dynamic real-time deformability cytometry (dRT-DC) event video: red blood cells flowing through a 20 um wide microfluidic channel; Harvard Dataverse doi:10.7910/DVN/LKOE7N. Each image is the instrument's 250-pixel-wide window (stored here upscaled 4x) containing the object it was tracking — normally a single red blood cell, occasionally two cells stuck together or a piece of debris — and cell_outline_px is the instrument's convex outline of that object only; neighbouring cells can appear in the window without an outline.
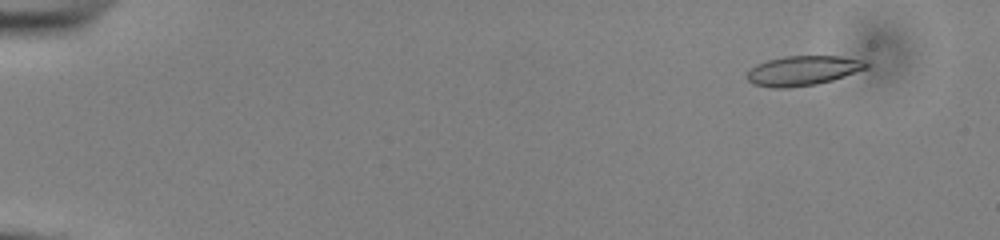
{"species": "common noctule bat (a hibernating species)", "species_latin": "Nyctalus noctula", "temperature_condition": "cold", "stored_images_in_passage": 50, "camera_frame_rate_fps": 3000, "um_per_image_px": 0.085, "animal": {"sex": "male", "body_mass_g": 13.0, "forearm_length_mm": 53.1}, "frame": {"image": 1, "passage_image": 1, "time_ms": 0.0, "image_size_px": [1000, 240], "cell_outline_px": [[872, 64], [868, 68], [832, 80], [816, 84], [788, 88], [772, 88], [752, 84], [744, 76], [756, 64], [768, 60], [784, 56], [840, 56], [864, 60]], "centroid_in_image_um": [68.25, 6.0], "position_along_channel_um": 16.7, "area_um2": 20.81}}
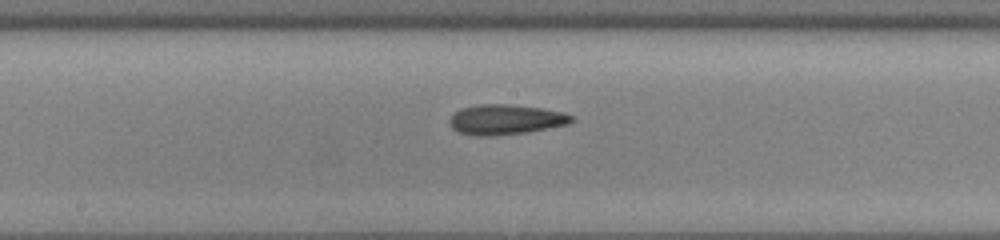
{"frame": {"image": 2, "passage_image": 26, "time_ms": 8.333, "image_size_px": [1000, 240], "cell_outline_px": [[576, 120], [568, 124], [528, 132], [496, 136], [472, 136], [456, 132], [448, 124], [448, 120], [452, 112], [460, 108], [480, 104], [508, 104], [540, 108], [564, 112], [572, 116]], "centroid_in_image_um": [42.91, 10.17], "position_along_channel_um": 205.3, "area_um2": 21.85}}
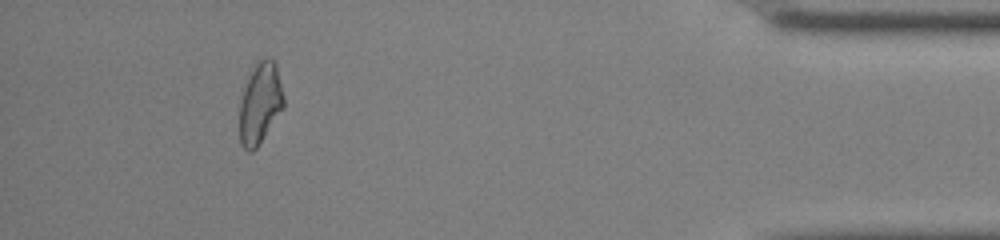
{"frame": {"image": 3, "passage_image": 46, "time_ms": 15.0, "image_size_px": [1000, 240], "cell_outline_px": [[284, 108], [256, 148], [252, 152], [248, 152], [240, 144], [240, 100], [248, 76], [256, 60], [272, 60], [276, 64], [284, 96]], "centroid_in_image_um": [22.11, 8.79], "position_along_channel_um": 413.1, "area_um2": 20.81}, "authors_computed_cell_mechanics": {"area_um2": 20.7502, "velocity_mm_per_s": 3.8933, "shape_relaxation_time_tau1_ms": 5.1348, "shape_relaxation_time_tau2_ms": 4.2932, "deformation_change_tau1": 0.1684, "deformation_change_tau2": 0.1385}}